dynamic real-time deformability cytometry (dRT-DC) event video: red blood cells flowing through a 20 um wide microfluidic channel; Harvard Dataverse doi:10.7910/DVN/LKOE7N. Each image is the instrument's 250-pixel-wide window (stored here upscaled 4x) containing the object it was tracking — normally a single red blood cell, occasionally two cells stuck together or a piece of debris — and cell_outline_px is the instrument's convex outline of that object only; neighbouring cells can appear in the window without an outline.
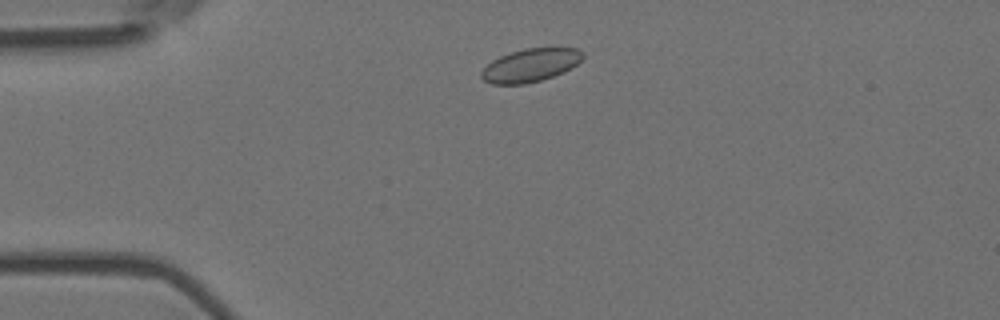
{"species": "Egyptian fruit bat (a non-hibernating species)", "species_latin": "Rousettus aegyptiacus", "temperature_condition": "room temperature", "stored_images_in_passage": 3, "camera_frame_rate_fps": 3000, "um_per_image_px": 0.085, "animal": {"sex": "female"}, "frame": {"image": 1, "passage_image": 2, "time_ms": 0.333, "image_size_px": [1000, 320], "cell_outline_px": [[584, 56], [576, 64], [564, 72], [540, 80], [524, 84], [492, 84], [484, 80], [480, 76], [480, 72], [492, 60], [500, 56], [524, 48], [576, 48], [584, 52]], "centroid_in_image_um": [45.08, 5.54], "position_along_channel_um": 39.9, "area_um2": 19.42}}